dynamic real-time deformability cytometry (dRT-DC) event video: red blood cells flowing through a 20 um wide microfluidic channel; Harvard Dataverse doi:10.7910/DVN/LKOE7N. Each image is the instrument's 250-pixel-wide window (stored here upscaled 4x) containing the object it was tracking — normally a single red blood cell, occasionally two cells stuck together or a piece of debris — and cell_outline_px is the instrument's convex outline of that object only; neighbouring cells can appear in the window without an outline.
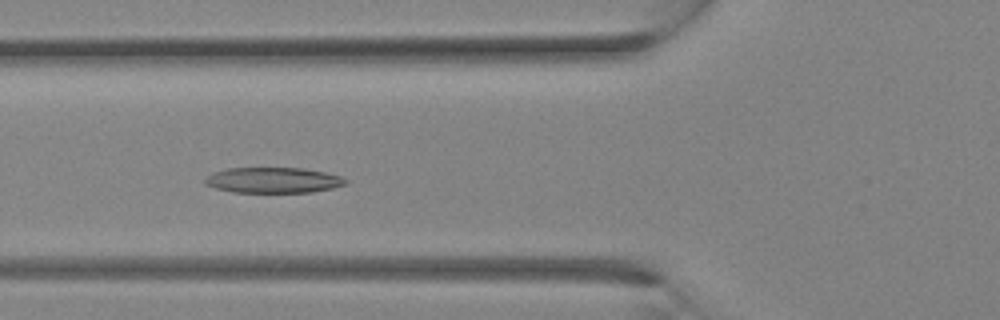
{"species": "Egyptian fruit bat (a non-hibernating species)", "species_latin": "Rousettus aegyptiacus", "temperature_condition": "room temperature", "stored_images_in_passage": 31, "camera_frame_rate_fps": 3000, "um_per_image_px": 0.085, "animal": {"sex": "female"}, "frame": {"image": 1, "passage_image": 11, "time_ms": 3.333, "image_size_px": [1000, 320], "cell_outline_px": [[348, 184], [332, 188], [312, 192], [232, 192], [216, 188], [204, 184], [204, 180], [212, 172], [228, 168], [304, 168], [324, 172], [340, 176], [348, 180]], "centroid_in_image_um": [23.23, 15.31], "position_along_channel_um": 102.6, "area_um2": 20.98}}
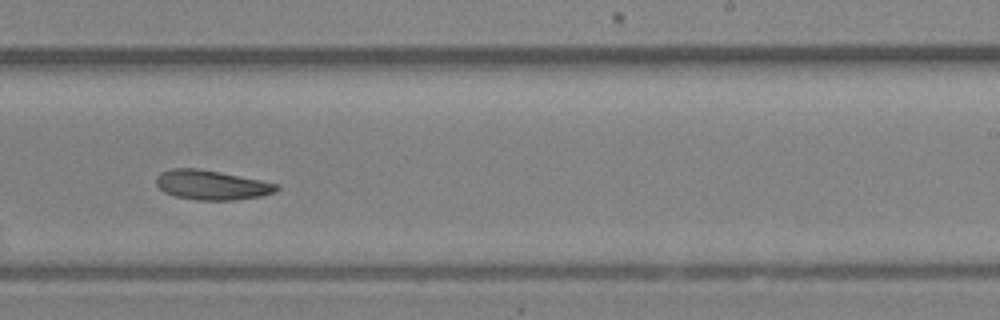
{"frame": {"image": 2, "passage_image": 19, "time_ms": 6.0, "image_size_px": [1000, 320], "cell_outline_px": [[280, 188], [276, 192], [260, 196], [232, 200], [196, 200], [176, 196], [164, 192], [156, 184], [156, 176], [160, 172], [172, 168], [200, 168], [280, 184]], "centroid_in_image_um": [17.99, 15.71], "position_along_channel_um": 271.0, "area_um2": 20.81}}
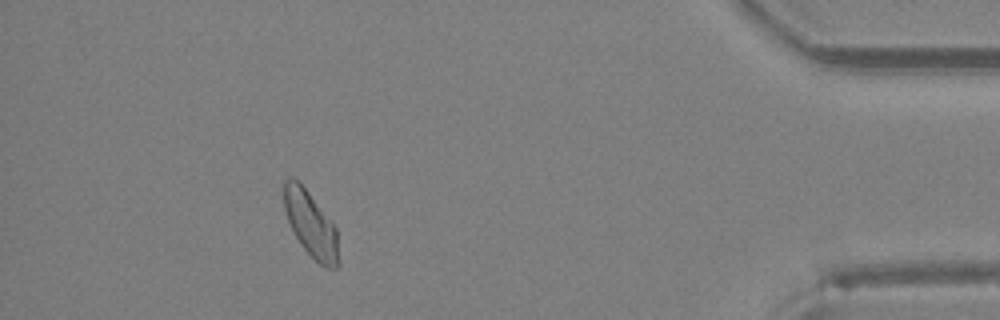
{"frame": {"image": 3, "passage_image": 28, "time_ms": 9.0, "image_size_px": [1000, 320], "cell_outline_px": [[340, 264], [336, 268], [328, 268], [320, 264], [304, 248], [296, 236], [288, 220], [284, 208], [284, 180], [292, 176], [308, 192], [332, 220], [336, 228]], "centroid_in_image_um": [26.45, 19.07], "position_along_channel_um": 408.8, "area_um2": 20.63}}